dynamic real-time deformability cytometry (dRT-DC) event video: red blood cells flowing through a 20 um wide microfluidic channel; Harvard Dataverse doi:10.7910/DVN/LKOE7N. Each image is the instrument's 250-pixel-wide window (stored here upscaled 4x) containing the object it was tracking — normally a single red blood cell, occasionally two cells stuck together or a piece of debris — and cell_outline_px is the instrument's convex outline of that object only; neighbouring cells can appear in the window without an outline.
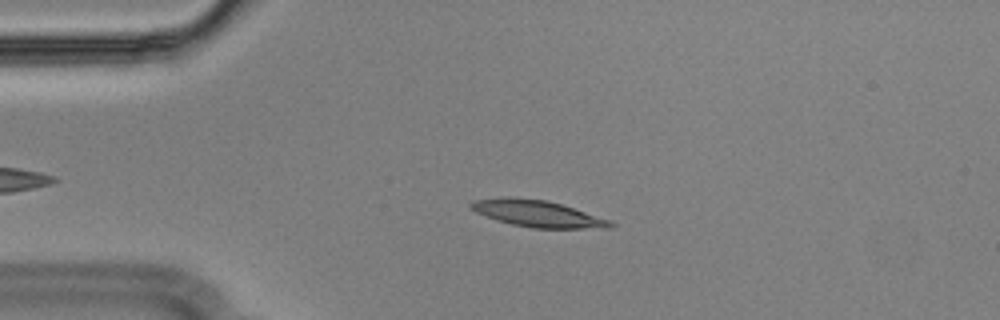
{"species": "Egyptian fruit bat (a non-hibernating species)", "species_latin": "Rousettus aegyptiacus", "temperature_condition": "cold", "stored_images_in_passage": 30, "camera_frame_rate_fps": 3000, "um_per_image_px": 0.085, "animal": {"sex": "male"}, "frame": {"image": 1, "passage_image": 12, "time_ms": 3.667, "image_size_px": [1000, 320], "cell_outline_px": [[616, 224], [608, 228], [532, 228], [512, 224], [496, 220], [476, 212], [468, 208], [468, 204], [472, 200], [508, 196], [548, 200], [608, 220]], "centroid_in_image_um": [45.58, 18.14], "position_along_channel_um": 39.4, "area_um2": 21.5}}
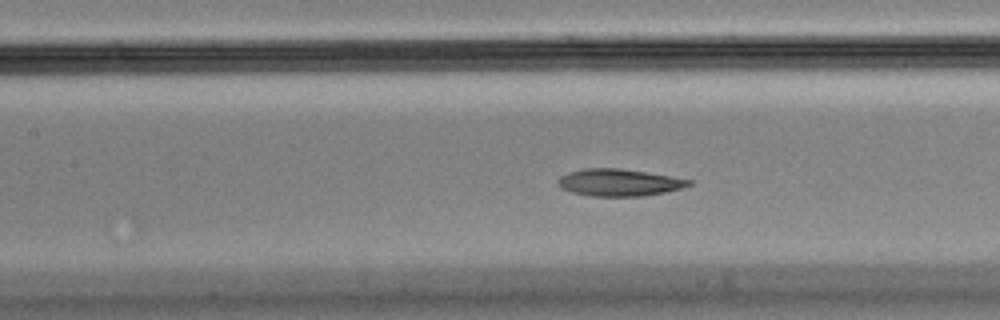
{"frame": {"image": 2, "passage_image": 24, "time_ms": 7.667, "image_size_px": [1000, 320], "cell_outline_px": [[692, 184], [680, 188], [664, 192], [644, 196], [592, 196], [572, 192], [560, 188], [560, 176], [568, 172], [584, 168], [620, 168], [692, 180]], "centroid_in_image_um": [52.6, 15.51], "position_along_channel_um": 154.8, "area_um2": 20.35}}
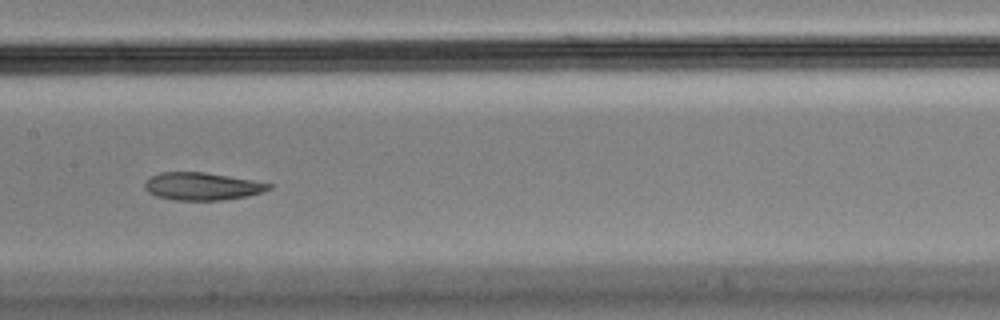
{"frame": {"image": 3, "passage_image": 27, "time_ms": 8.667, "image_size_px": [1000, 320], "cell_outline_px": [[272, 188], [248, 196], [220, 200], [176, 200], [156, 196], [148, 192], [144, 188], [144, 184], [152, 176], [160, 172], [204, 172], [252, 180], [272, 184]], "centroid_in_image_um": [17.16, 15.84], "position_along_channel_um": 190.2, "area_um2": 19.77}}